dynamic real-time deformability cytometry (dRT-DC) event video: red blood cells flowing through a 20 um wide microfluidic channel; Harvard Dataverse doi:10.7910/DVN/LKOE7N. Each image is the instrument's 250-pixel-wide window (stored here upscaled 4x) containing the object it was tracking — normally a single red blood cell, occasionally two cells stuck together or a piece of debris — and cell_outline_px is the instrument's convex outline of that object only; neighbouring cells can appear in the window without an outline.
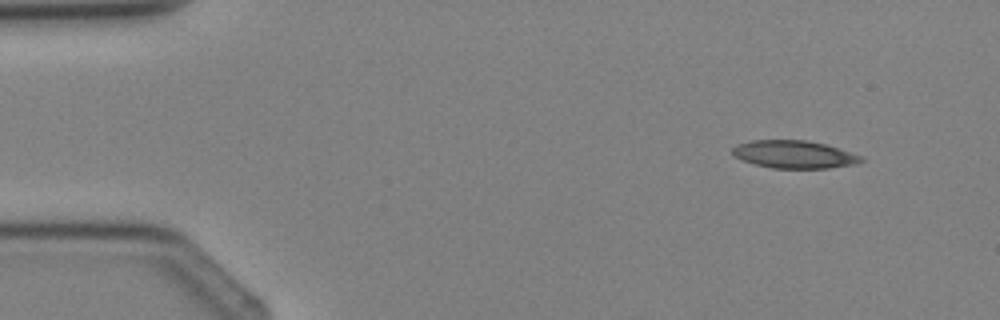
{"species": "Egyptian fruit bat (a non-hibernating species)", "species_latin": "Rousettus aegyptiacus", "temperature_condition": "cold", "stored_images_in_passage": 5, "camera_frame_rate_fps": 3000, "um_per_image_px": 0.085, "animal": {"sex": "female"}, "frame": {"image": 1, "passage_image": 2, "time_ms": 1.0, "image_size_px": [1000, 320], "cell_outline_px": [[864, 160], [856, 164], [828, 168], [772, 168], [756, 164], [744, 160], [736, 156], [732, 152], [732, 148], [736, 144], [752, 140], [808, 140], [824, 144], [864, 156]], "centroid_in_image_um": [67.53, 13.12], "position_along_channel_um": 17.5, "area_um2": 20.69}}
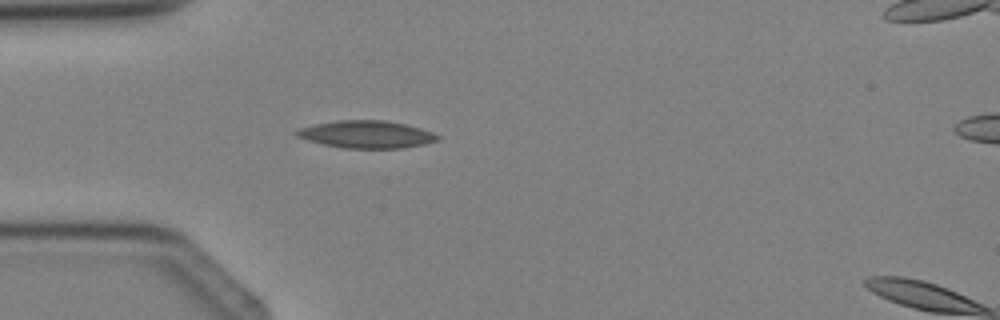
{"frame": {"image": 2, "passage_image": 4, "time_ms": 3.333, "image_size_px": [1000, 320], "cell_outline_px": [[440, 140], [424, 144], [404, 148], [340, 148], [308, 140], [296, 136], [292, 132], [296, 128], [336, 120], [384, 120], [404, 124], [420, 128], [432, 132], [440, 136]], "centroid_in_image_um": [31.12, 11.42], "position_along_channel_um": 53.9, "area_um2": 22.66}}